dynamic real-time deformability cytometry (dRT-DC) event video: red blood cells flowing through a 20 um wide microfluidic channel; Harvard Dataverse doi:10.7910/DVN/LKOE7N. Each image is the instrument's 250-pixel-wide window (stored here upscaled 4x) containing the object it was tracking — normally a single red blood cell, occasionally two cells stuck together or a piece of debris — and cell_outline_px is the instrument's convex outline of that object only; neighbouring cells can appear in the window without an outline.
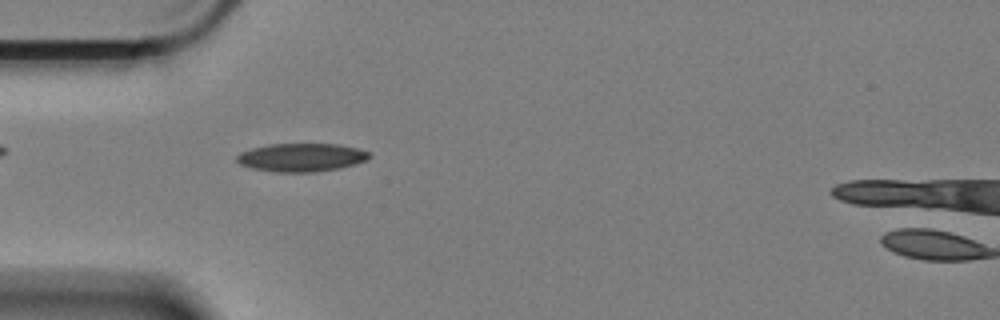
{"species": "Egyptian fruit bat (a non-hibernating species)", "species_latin": "Rousettus aegyptiacus", "temperature_condition": "cold", "stored_images_in_passage": 9, "camera_frame_rate_fps": 3000, "um_per_image_px": 0.085, "animal": {"sex": "female"}, "frame": {"image": 1, "passage_image": 8, "time_ms": 2.333, "image_size_px": [1000, 320], "cell_outline_px": [[372, 156], [368, 160], [356, 164], [340, 168], [316, 172], [276, 172], [252, 168], [240, 164], [236, 160], [236, 156], [240, 152], [252, 148], [268, 144], [340, 144], [356, 148], [368, 152]], "centroid_in_image_um": [25.63, 13.38], "position_along_channel_um": 59.4, "area_um2": 21.96}}